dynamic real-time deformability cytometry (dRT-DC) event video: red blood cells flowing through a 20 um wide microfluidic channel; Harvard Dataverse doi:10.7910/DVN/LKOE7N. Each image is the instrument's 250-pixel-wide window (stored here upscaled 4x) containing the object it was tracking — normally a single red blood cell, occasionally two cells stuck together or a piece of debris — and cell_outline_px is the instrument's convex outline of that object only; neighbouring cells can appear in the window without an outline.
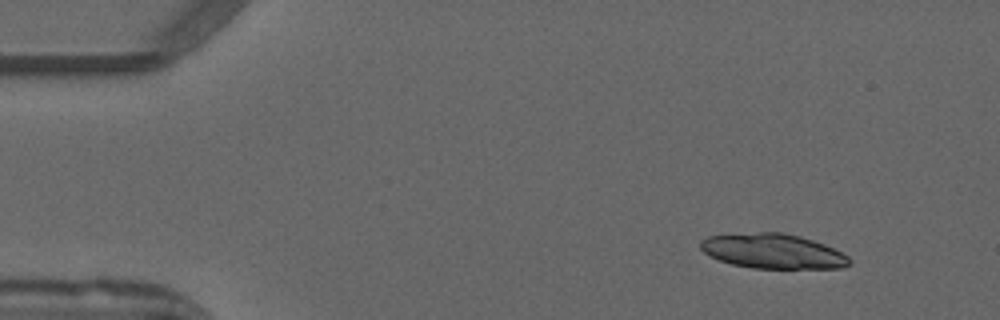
{"species": "common noctule bat (a hibernating species)", "species_latin": "Nyctalus noctula", "temperature_condition": "warm", "stored_images_in_passage": 21, "camera_frame_rate_fps": 3000, "um_per_image_px": 0.085, "animal": {"sex": "male", "forearm_length_mm": 52.5}, "frame": {"image": 1, "passage_image": 1, "time_ms": 0.0, "image_size_px": [1000, 320], "cell_outline_px": [[852, 264], [840, 268], [752, 268], [732, 264], [708, 256], [700, 248], [700, 240], [708, 236], [760, 232], [780, 232], [800, 236], [824, 244], [848, 256], [852, 260]], "centroid_in_image_um": [65.69, 21.35], "position_along_channel_um": 19.3, "area_um2": 30.11}}